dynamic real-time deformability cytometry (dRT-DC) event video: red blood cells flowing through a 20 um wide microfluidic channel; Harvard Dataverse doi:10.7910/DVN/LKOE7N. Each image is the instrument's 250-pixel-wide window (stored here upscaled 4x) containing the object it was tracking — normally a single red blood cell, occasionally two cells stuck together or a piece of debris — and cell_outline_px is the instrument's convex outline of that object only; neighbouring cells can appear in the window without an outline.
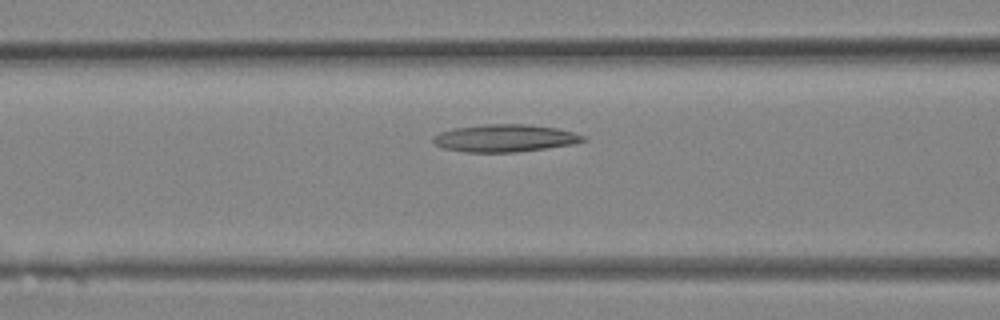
{"species": "Egyptian fruit bat (a non-hibernating species)", "species_latin": "Rousettus aegyptiacus", "temperature_condition": "room temperature", "stored_images_in_passage": 19, "camera_frame_rate_fps": 3000, "um_per_image_px": 0.085, "animal": {"sex": "female"}, "frame": {"image": 1, "passage_image": 11, "time_ms": 3.333, "image_size_px": [1000, 320], "cell_outline_px": [[588, 140], [572, 144], [516, 152], [464, 152], [444, 148], [436, 144], [432, 140], [432, 136], [440, 132], [452, 128], [484, 124], [528, 124], [556, 128], [572, 132], [584, 136]], "centroid_in_image_um": [42.88, 11.73], "position_along_channel_um": 123.7, "area_um2": 23.93}}
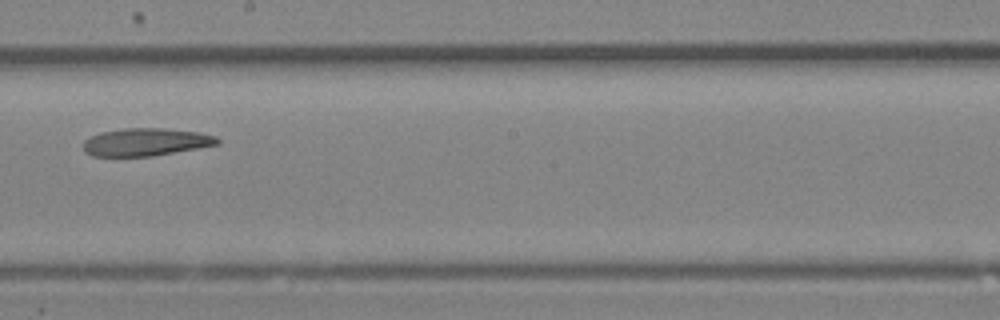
{"frame": {"image": 2, "passage_image": 16, "time_ms": 5.0, "image_size_px": [1000, 320], "cell_outline_px": [[220, 144], [152, 156], [92, 156], [84, 152], [84, 140], [100, 132], [124, 128], [164, 128], [200, 132], [216, 136], [220, 140]], "centroid_in_image_um": [12.4, 12.07], "position_along_channel_um": 235.8, "area_um2": 21.68}}
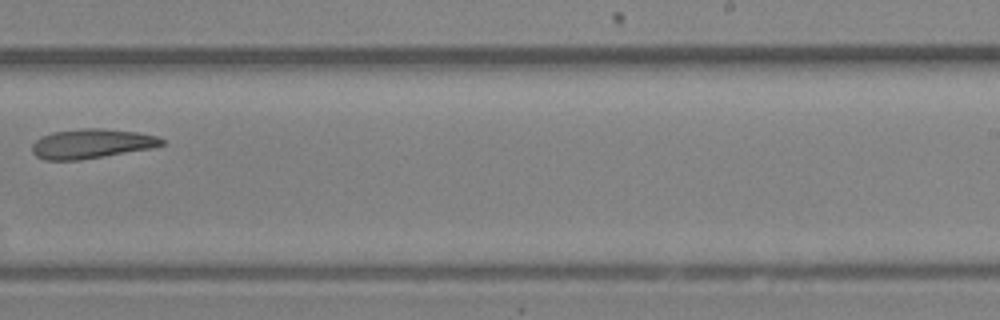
{"frame": {"image": 3, "passage_image": 18, "time_ms": 5.667, "image_size_px": [1000, 320], "cell_outline_px": [[164, 144], [152, 148], [80, 160], [44, 160], [36, 156], [32, 152], [32, 144], [40, 136], [52, 132], [84, 128], [100, 128], [140, 132], [156, 136], [164, 140]], "centroid_in_image_um": [7.76, 12.21], "position_along_channel_um": 281.2, "area_um2": 22.37}}